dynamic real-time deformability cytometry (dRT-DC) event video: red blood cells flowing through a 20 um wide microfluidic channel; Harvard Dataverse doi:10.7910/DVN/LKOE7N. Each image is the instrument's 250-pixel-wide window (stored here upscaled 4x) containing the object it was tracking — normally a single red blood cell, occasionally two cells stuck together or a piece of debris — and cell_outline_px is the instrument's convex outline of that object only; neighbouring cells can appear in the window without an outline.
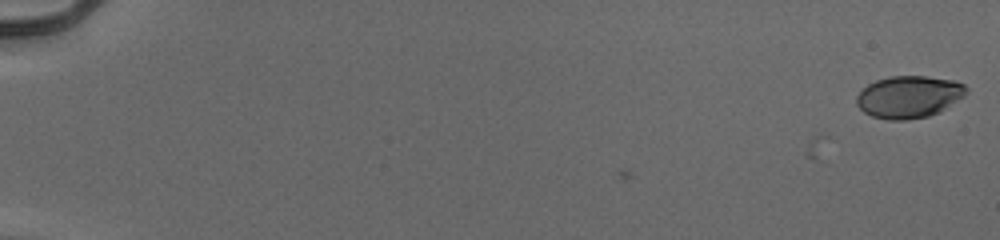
{"species": "human", "species_latin": "Homo sapiens", "temperature_condition": "cold", "stored_images_in_passage": 7, "camera_frame_rate_fps": 3000, "um_per_image_px": 0.085, "donor": {"sex": "male"}, "frame": {"image": 1, "passage_image": 7, "time_ms": 2.0, "image_size_px": [1000, 240], "cell_outline_px": [[968, 92], [964, 96], [944, 108], [928, 116], [908, 120], [888, 120], [872, 116], [864, 112], [856, 104], [856, 96], [868, 84], [876, 80], [888, 76], [928, 76], [956, 80], [964, 84], [968, 88]], "centroid_in_image_um": [77.25, 8.21], "position_along_channel_um": 7.7, "area_um2": 26.99}}